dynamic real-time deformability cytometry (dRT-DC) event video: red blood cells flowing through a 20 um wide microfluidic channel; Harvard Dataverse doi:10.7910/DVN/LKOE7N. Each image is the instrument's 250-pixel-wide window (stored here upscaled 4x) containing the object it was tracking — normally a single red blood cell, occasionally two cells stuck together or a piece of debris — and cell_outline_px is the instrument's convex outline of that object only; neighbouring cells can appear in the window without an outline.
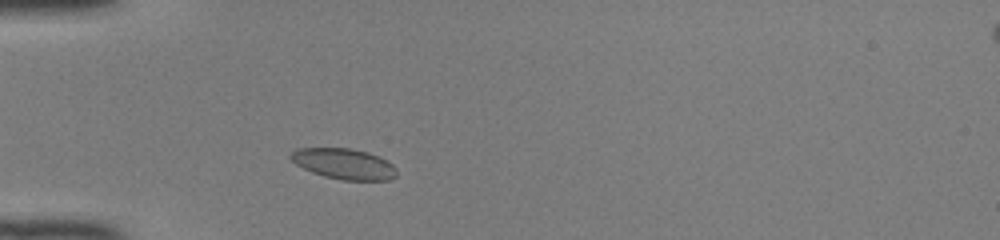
{"species": "common noctule bat (a hibernating species)", "species_latin": "Nyctalus noctula", "temperature_condition": "room temperature", "stored_images_in_passage": 34, "camera_frame_rate_fps": 3000, "um_per_image_px": 0.085, "animal": {"sex": "female", "body_mass_g": 22.0, "forearm_length_mm": 56.7}, "frame": {"image": 1, "passage_image": 2, "time_ms": 0.333, "image_size_px": [1000, 240], "cell_outline_px": [[396, 176], [388, 180], [344, 180], [324, 176], [312, 172], [296, 164], [288, 156], [296, 148], [352, 148], [368, 152], [392, 164], [396, 168]], "centroid_in_image_um": [29.22, 13.92], "position_along_channel_um": 55.8, "area_um2": 18.79}}
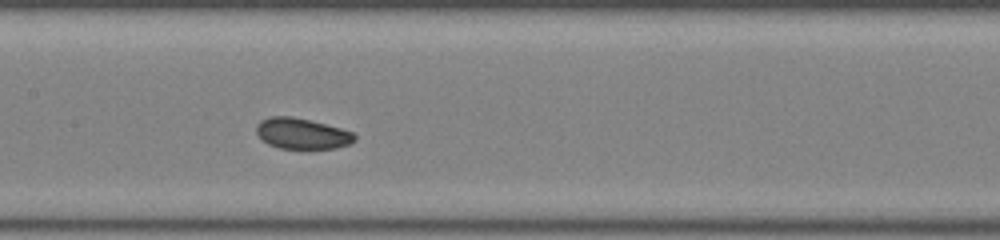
{"frame": {"image": 2, "passage_image": 12, "time_ms": 3.667, "image_size_px": [1000, 240], "cell_outline_px": [[356, 140], [352, 144], [336, 148], [280, 148], [268, 144], [256, 132], [256, 124], [260, 120], [268, 116], [292, 116], [340, 128], [352, 132], [356, 136]], "centroid_in_image_um": [25.67, 11.35], "position_along_channel_um": 181.7, "area_um2": 17.57}}
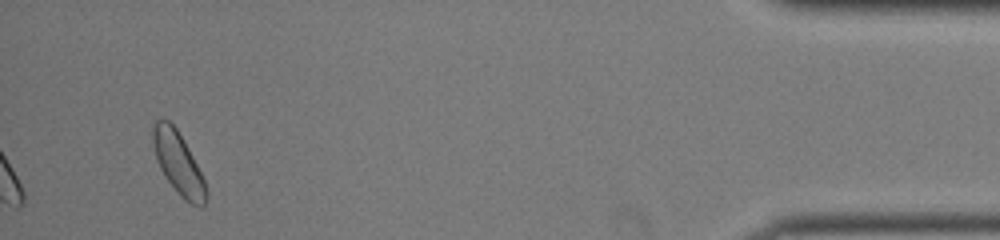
{"frame": {"image": 3, "passage_image": 34, "time_ms": 11.0, "image_size_px": [1000, 240], "cell_outline_px": [[208, 200], [204, 204], [192, 204], [184, 200], [180, 196], [164, 176], [160, 168], [152, 144], [152, 128], [156, 120], [168, 120], [176, 128], [188, 148], [204, 180], [208, 192]], "centroid_in_image_um": [15.14, 13.88], "position_along_channel_um": 420.1, "area_um2": 18.96}, "authors_computed_cell_mechanics": {"area_um2": 18.0336, "velocity_mm_per_s": 4.1038, "shape_relaxation_time_tau1_ms": null, "shape_relaxation_time_tau2_ms": 1.9618, "deformation_change_tau1": null, "deformation_change_tau2": 0.0547}}